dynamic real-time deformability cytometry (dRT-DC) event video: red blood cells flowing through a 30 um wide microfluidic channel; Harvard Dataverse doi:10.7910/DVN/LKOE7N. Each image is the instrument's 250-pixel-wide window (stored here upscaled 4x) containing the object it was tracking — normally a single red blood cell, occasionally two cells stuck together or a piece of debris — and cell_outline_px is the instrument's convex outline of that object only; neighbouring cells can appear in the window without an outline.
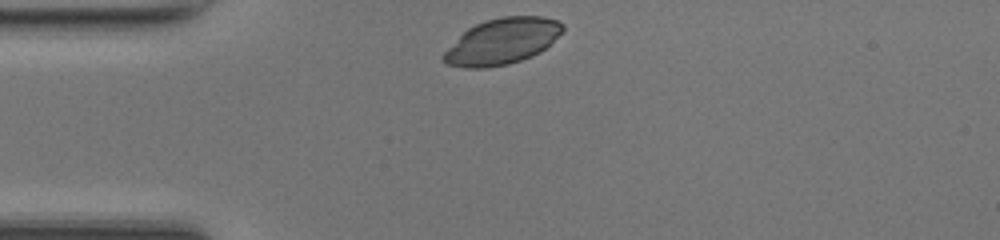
{"species": "common noctule bat (a hibernating species)", "species_latin": "Nyctalus noctula", "temperature_condition": "room temperature", "stored_images_in_passage": 30, "camera_frame_rate_fps": 3000, "um_per_image_px": 0.085, "animal": {"sex": "female", "body_mass_g": 17.0, "forearm_length_mm": 48.0}, "frame": {"image": 1, "passage_image": 1, "time_ms": 0.0, "image_size_px": [1000, 240], "cell_outline_px": [[564, 28], [540, 52], [532, 56], [508, 64], [484, 68], [464, 68], [448, 64], [440, 60], [440, 56], [468, 28], [484, 20], [504, 16], [544, 16], [556, 20], [564, 24]], "centroid_in_image_um": [42.65, 3.51], "position_along_channel_um": 42.4, "area_um2": 31.62}}